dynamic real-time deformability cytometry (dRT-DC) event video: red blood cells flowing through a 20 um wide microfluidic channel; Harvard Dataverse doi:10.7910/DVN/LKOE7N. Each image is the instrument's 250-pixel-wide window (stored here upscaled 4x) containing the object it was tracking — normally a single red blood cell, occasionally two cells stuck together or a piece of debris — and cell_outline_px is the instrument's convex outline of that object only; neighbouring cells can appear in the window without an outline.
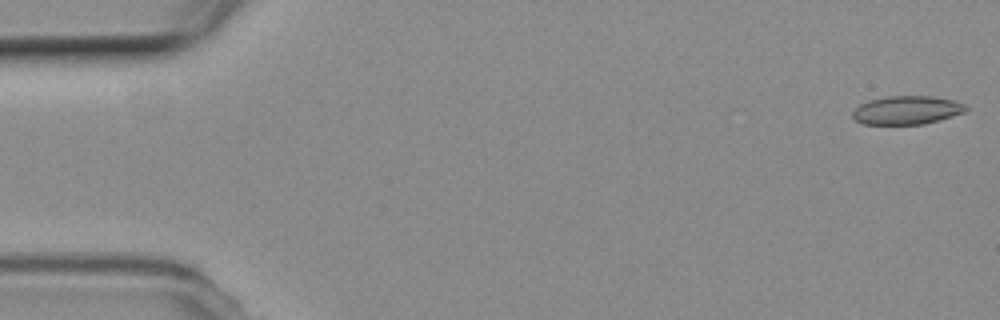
{"species": "common noctule bat (a hibernating species)", "species_latin": "Nyctalus noctula", "temperature_condition": "room temperature", "stored_images_in_passage": 8, "camera_frame_rate_fps": 3000, "um_per_image_px": 0.085, "animal": {"sex": "female", "body_mass_g": 19.3, "forearm_length_mm": 54.1}, "frame": {"image": 1, "passage_image": 1, "time_ms": 0.0, "image_size_px": [1000, 320], "cell_outline_px": [[968, 108], [964, 112], [952, 116], [924, 124], [864, 124], [856, 120], [852, 116], [852, 112], [860, 104], [868, 100], [888, 96], [932, 96], [952, 100], [968, 104]], "centroid_in_image_um": [77.09, 9.35], "position_along_channel_um": 7.9, "area_um2": 18.79}}